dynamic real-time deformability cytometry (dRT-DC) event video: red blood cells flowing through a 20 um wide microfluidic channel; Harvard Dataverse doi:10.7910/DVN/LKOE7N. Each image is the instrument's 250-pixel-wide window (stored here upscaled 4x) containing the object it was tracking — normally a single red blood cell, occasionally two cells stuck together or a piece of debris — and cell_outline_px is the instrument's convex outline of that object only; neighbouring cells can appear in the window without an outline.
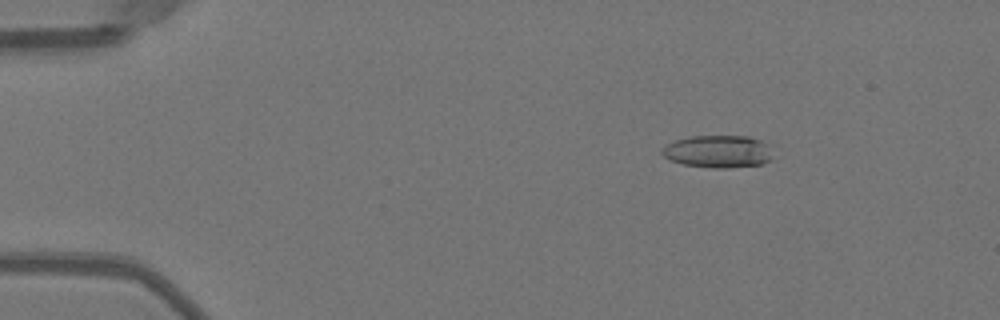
{"species": "Egyptian fruit bat (a non-hibernating species)", "species_latin": "Rousettus aegyptiacus", "temperature_condition": "warm", "stored_images_in_passage": 50, "camera_frame_rate_fps": 3000, "um_per_image_px": 0.085, "animal": {"sex": "female"}, "frame": {"image": 1, "passage_image": 7, "time_ms": 2.0, "image_size_px": [1000, 320], "cell_outline_px": [[772, 160], [760, 164], [728, 168], [716, 168], [684, 164], [668, 160], [660, 152], [664, 144], [676, 140], [692, 136], [748, 136], [760, 140], [768, 144]], "centroid_in_image_um": [61.0, 12.87], "position_along_channel_um": 24.0, "area_um2": 20.98}}
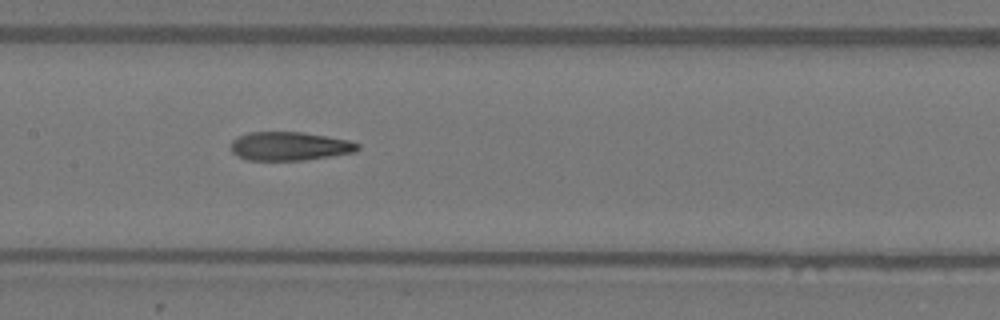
{"frame": {"image": 2, "passage_image": 25, "time_ms": 8.0, "image_size_px": [1000, 320], "cell_outline_px": [[360, 148], [356, 152], [304, 160], [248, 160], [236, 156], [232, 152], [232, 140], [236, 136], [248, 132], [304, 132], [328, 136], [348, 140], [360, 144]], "centroid_in_image_um": [24.61, 12.42], "position_along_channel_um": 182.8, "area_um2": 21.33}}
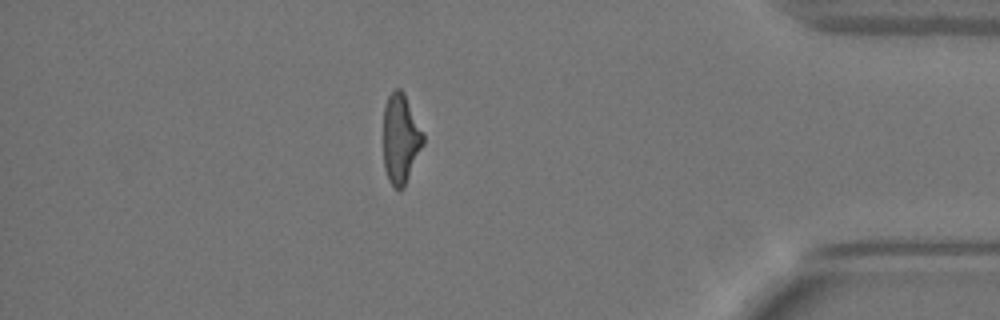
{"frame": {"image": 3, "passage_image": 44, "time_ms": 14.333, "image_size_px": [1000, 320], "cell_outline_px": [[424, 144], [404, 188], [400, 192], [396, 192], [388, 180], [384, 168], [384, 104], [388, 96], [396, 88], [400, 88], [404, 92], [424, 132]], "centroid_in_image_um": [34.06, 11.83], "position_along_channel_um": 401.1, "area_um2": 21.27}, "authors_computed_cell_mechanics": {"area_um2": 21.5016, "velocity_mm_per_s": 4.0282, "shape_relaxation_time_tau1_ms": 8.2, "shape_relaxation_time_tau2_ms": 2.3114, "deformation_change_tau1": 0.2932, "deformation_change_tau2": 0.1198}}